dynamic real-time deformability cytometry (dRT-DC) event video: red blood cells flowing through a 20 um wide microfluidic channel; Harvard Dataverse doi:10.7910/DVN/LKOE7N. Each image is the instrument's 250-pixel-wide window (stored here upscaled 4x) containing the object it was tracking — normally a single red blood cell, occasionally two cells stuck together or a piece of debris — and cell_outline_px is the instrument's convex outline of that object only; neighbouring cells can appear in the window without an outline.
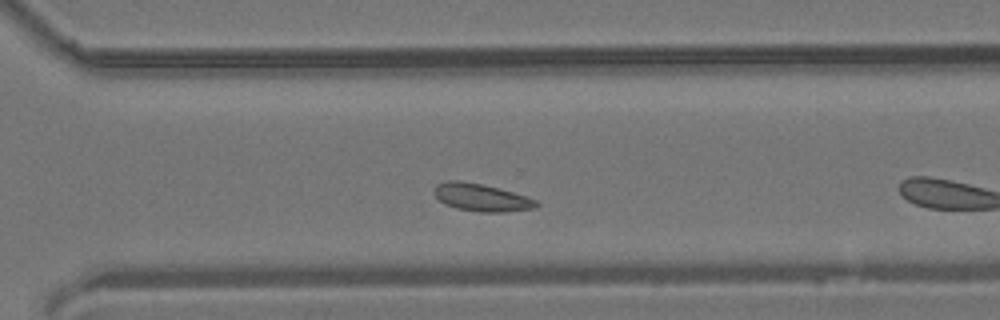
{"species": "common noctule bat (a hibernating species)", "species_latin": "Nyctalus noctula", "temperature_condition": "room temperature", "stored_images_in_passage": 34, "camera_frame_rate_fps": 3000, "um_per_image_px": 0.085, "animal": {"sex": "male", "body_mass_g": 19.2, "forearm_length_mm": 51.8}, "frame": {"image": 1, "passage_image": 20, "time_ms": 6.333, "image_size_px": [1000, 320], "cell_outline_px": [[540, 204], [536, 208], [504, 212], [480, 212], [456, 208], [444, 204], [432, 192], [432, 188], [436, 184], [444, 180], [460, 180], [480, 184], [512, 192], [536, 200]], "centroid_in_image_um": [40.86, 16.78], "position_along_channel_um": 329.7, "area_um2": 16.42}}